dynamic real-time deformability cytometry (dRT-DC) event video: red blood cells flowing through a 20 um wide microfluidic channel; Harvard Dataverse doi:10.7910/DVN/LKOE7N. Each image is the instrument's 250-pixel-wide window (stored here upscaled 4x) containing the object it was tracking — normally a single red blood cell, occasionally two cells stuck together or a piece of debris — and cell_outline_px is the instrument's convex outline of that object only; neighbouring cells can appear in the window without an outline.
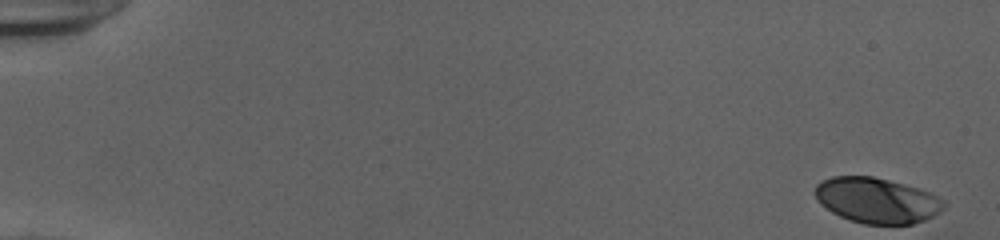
{"species": "human", "species_latin": "Homo sapiens", "temperature_condition": "cold", "stored_images_in_passage": 53, "camera_frame_rate_fps": 3000, "um_per_image_px": 0.085, "donor": {"sex": "female"}, "frame": {"image": 1, "passage_image": 1, "time_ms": 0.0, "image_size_px": [1000, 240], "cell_outline_px": [[948, 204], [940, 212], [924, 220], [912, 224], [864, 224], [840, 216], [832, 212], [820, 204], [816, 200], [816, 184], [820, 180], [832, 176], [872, 176], [920, 188], [944, 200]], "centroid_in_image_um": [74.53, 17.03], "position_along_channel_um": 10.5, "area_um2": 34.16}}
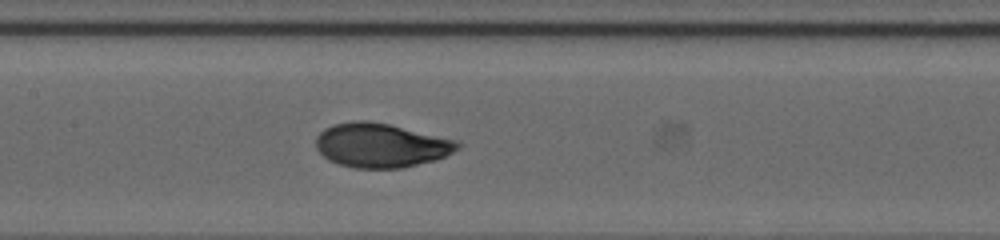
{"frame": {"image": 2, "passage_image": 27, "time_ms": 8.667, "image_size_px": [1000, 240], "cell_outline_px": [[460, 148], [436, 160], [400, 168], [356, 168], [340, 164], [328, 160], [316, 148], [316, 136], [324, 128], [332, 124], [352, 120], [368, 120], [388, 124], [460, 140]], "centroid_in_image_um": [32.38, 12.33], "position_along_channel_um": 175.0, "area_um2": 36.65}}
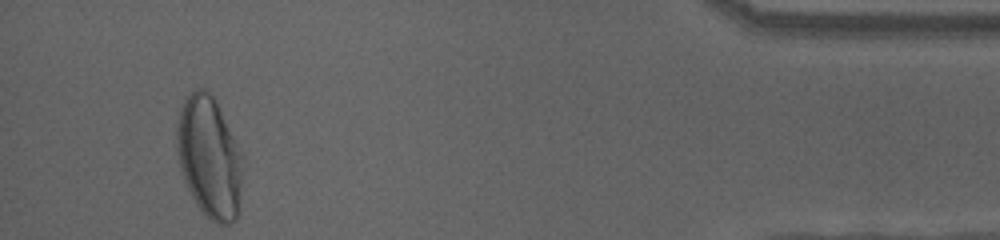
{"frame": {"image": 3, "passage_image": 50, "time_ms": 16.333, "image_size_px": [1000, 240], "cell_outline_px": [[244, 160], [236, 220], [228, 224], [216, 224], [196, 204], [184, 180], [180, 168], [176, 152], [176, 120], [184, 100], [196, 88], [204, 88], [216, 100], [244, 156]], "centroid_in_image_um": [17.79, 13.34], "position_along_channel_um": 417.4, "area_um2": 46.82}, "authors_computed_cell_mechanics": {"area_um2": 35.6626, "velocity_mm_per_s": 3.9031, "shape_relaxation_time_tau1_ms": 5.6035, "shape_relaxation_time_tau2_ms": null, "deformation_change_tau1": 0.2185, "deformation_change_tau2": null}}